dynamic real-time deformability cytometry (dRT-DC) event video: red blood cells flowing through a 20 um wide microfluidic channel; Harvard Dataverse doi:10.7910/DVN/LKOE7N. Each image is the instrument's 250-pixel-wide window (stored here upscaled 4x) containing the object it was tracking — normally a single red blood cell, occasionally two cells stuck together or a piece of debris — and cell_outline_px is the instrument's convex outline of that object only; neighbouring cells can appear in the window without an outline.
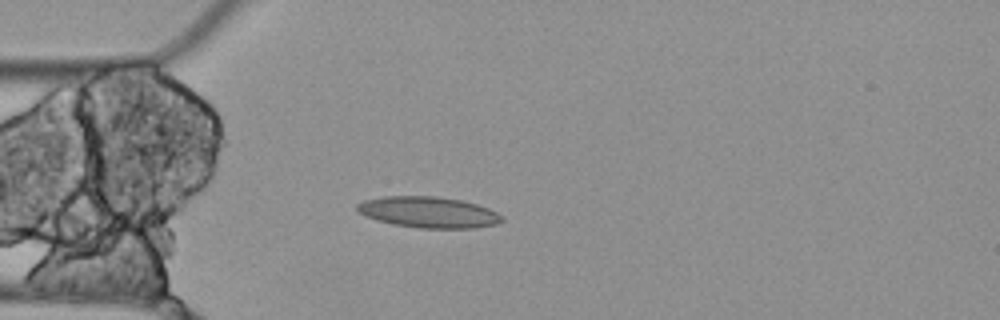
{"species": "Egyptian fruit bat (a non-hibernating species)", "species_latin": "Rousettus aegyptiacus", "temperature_condition": "cold", "stored_images_in_passage": 3, "camera_frame_rate_fps": 3000, "um_per_image_px": 0.085, "animal": {"sex": "female"}, "frame": {"image": 1, "passage_image": 3, "time_ms": 0.667, "image_size_px": [1000, 320], "cell_outline_px": [[504, 220], [496, 224], [472, 228], [420, 228], [392, 224], [376, 220], [364, 216], [356, 208], [356, 204], [364, 200], [384, 196], [436, 196], [460, 200], [476, 204], [488, 208], [504, 216]], "centroid_in_image_um": [36.4, 18.04], "position_along_channel_um": 48.6, "area_um2": 26.24}}